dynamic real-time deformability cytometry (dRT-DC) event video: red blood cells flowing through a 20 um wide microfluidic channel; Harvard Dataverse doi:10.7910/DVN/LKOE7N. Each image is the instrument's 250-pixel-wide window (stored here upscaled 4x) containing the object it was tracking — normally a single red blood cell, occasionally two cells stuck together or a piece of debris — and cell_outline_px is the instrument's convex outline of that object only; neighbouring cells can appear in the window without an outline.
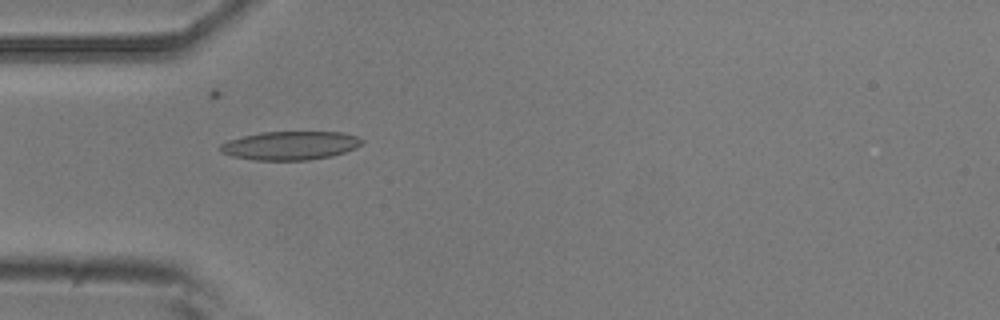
{"species": "common noctule bat (a hibernating species)", "species_latin": "Nyctalus noctula", "temperature_condition": "room temperature", "stored_images_in_passage": 5, "camera_frame_rate_fps": 3000, "um_per_image_px": 0.085, "animal": {"sex": "male", "body_mass_g": 20.5, "forearm_length_mm": 52.5}, "frame": {"image": 1, "passage_image": 5, "time_ms": 4.333, "image_size_px": [1000, 320], "cell_outline_px": [[364, 140], [356, 148], [332, 156], [308, 160], [256, 160], [232, 156], [220, 152], [220, 144], [228, 140], [260, 132], [340, 132], [356, 136]], "centroid_in_image_um": [24.66, 12.37], "position_along_channel_um": 60.3, "area_um2": 23.52}}